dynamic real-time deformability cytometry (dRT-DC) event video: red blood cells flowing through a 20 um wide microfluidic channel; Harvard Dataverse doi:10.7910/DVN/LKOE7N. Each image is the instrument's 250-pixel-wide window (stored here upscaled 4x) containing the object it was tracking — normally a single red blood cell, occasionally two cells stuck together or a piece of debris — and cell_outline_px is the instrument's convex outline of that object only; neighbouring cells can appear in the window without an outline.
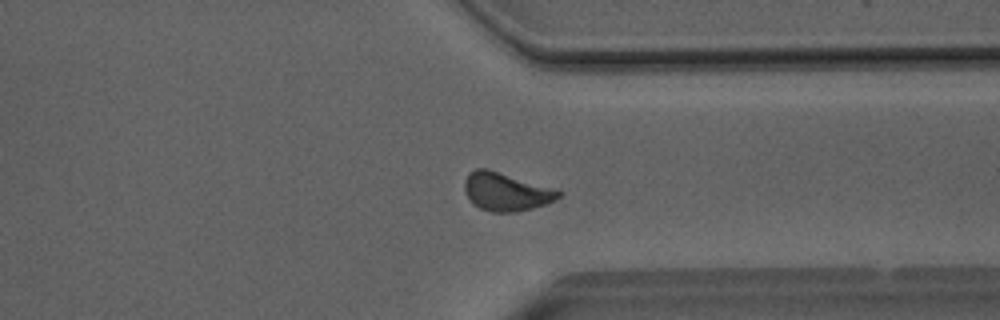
{"species": "Egyptian fruit bat (a non-hibernating species)", "species_latin": "Rousettus aegyptiacus", "temperature_condition": "room temperature", "stored_images_in_passage": 38, "segment_of_instrument_passage": [1, 2], "camera_frame_rate_fps": 3000, "um_per_image_px": 0.085, "animal": {"sex": "male"}, "frame": {"image": 1, "passage_image": 25, "time_ms": 8.0, "image_size_px": [1000, 320], "cell_outline_px": [[564, 192], [556, 200], [532, 208], [516, 212], [492, 212], [480, 208], [472, 204], [464, 188], [464, 180], [468, 172], [476, 168], [488, 168], [556, 188]], "centroid_in_image_um": [43.03, 16.27], "position_along_channel_um": 368.4, "area_um2": 21.27}}
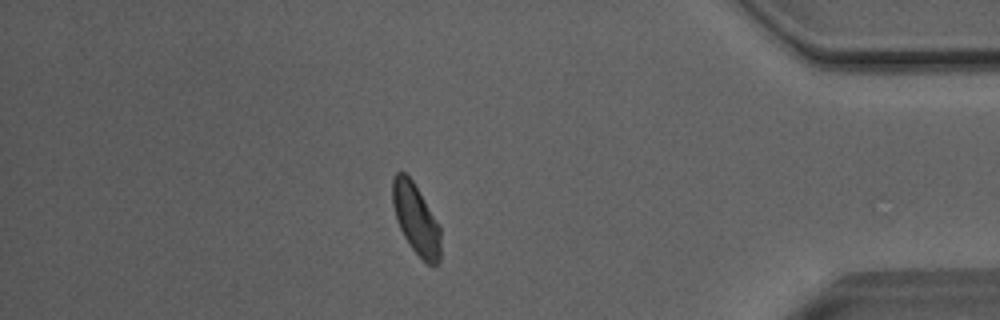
{"frame": {"image": 2, "passage_image": 30, "time_ms": 9.667, "image_size_px": [1000, 320], "cell_outline_px": [[440, 260], [436, 264], [428, 264], [412, 248], [404, 236], [396, 220], [392, 204], [392, 180], [396, 172], [404, 172], [412, 180], [440, 224]], "centroid_in_image_um": [35.35, 18.6], "position_along_channel_um": 399.8, "area_um2": 19.65}}